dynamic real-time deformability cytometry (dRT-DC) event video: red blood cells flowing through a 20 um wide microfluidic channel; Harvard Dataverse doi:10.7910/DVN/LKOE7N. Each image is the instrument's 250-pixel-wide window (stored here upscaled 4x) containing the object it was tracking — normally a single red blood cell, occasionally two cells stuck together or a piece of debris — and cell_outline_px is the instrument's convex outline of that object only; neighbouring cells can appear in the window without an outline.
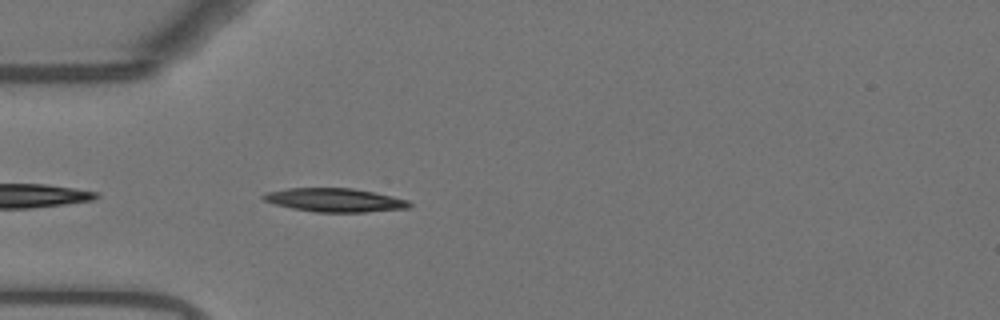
{"species": "Egyptian fruit bat (a non-hibernating species)", "species_latin": "Rousettus aegyptiacus", "temperature_condition": "warm", "stored_images_in_passage": 40, "camera_frame_rate_fps": 3000, "um_per_image_px": 0.085, "animal": {"sex": "female"}, "frame": {"image": 1, "passage_image": 2, "time_ms": 0.333, "image_size_px": [1000, 320], "cell_outline_px": [[412, 204], [408, 208], [364, 212], [316, 212], [292, 208], [276, 204], [264, 200], [260, 196], [264, 192], [288, 188], [352, 188], [392, 196], [408, 200]], "centroid_in_image_um": [28.43, 17.0], "position_along_channel_um": 56.6, "area_um2": 20.0}}
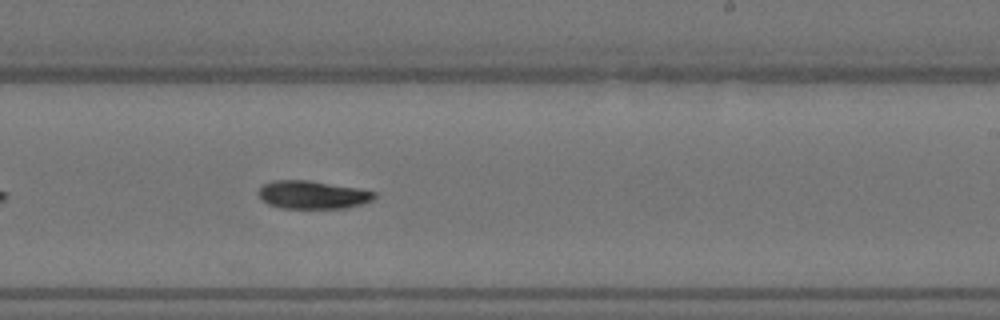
{"frame": {"image": 2, "passage_image": 19, "time_ms": 6.0, "image_size_px": [1000, 320], "cell_outline_px": [[376, 196], [372, 200], [348, 208], [280, 208], [268, 204], [260, 200], [256, 192], [264, 184], [272, 180], [308, 180], [356, 188], [376, 192]], "centroid_in_image_um": [26.51, 16.56], "position_along_channel_um": 262.5, "area_um2": 19.02}}
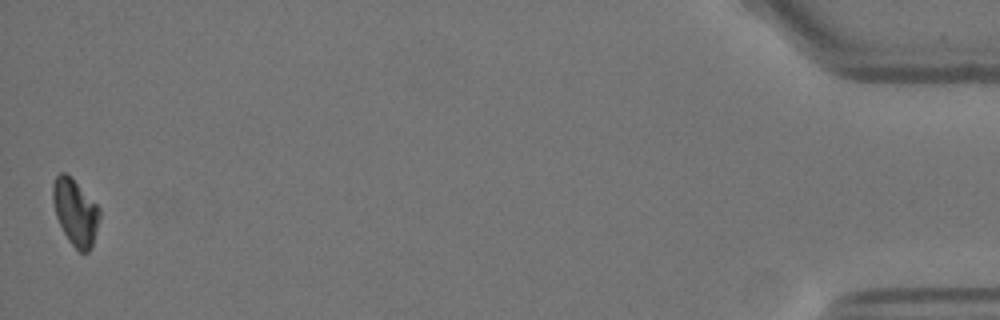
{"frame": {"image": 3, "passage_image": 40, "time_ms": 13.0, "image_size_px": [1000, 320], "cell_outline_px": [[100, 216], [92, 244], [88, 252], [80, 252], [68, 240], [56, 216], [52, 200], [52, 184], [56, 176], [60, 172], [64, 172], [100, 208]], "centroid_in_image_um": [6.38, 18.04], "position_along_channel_um": 428.8, "area_um2": 17.51}, "authors_computed_cell_mechanics": {"area_um2": 19.0451, "velocity_mm_per_s": 3.7106, "shape_relaxation_time_tau1_ms": 4.0658, "shape_relaxation_time_tau2_ms": null, "deformation_change_tau1": 0.1415, "deformation_change_tau2": null}}